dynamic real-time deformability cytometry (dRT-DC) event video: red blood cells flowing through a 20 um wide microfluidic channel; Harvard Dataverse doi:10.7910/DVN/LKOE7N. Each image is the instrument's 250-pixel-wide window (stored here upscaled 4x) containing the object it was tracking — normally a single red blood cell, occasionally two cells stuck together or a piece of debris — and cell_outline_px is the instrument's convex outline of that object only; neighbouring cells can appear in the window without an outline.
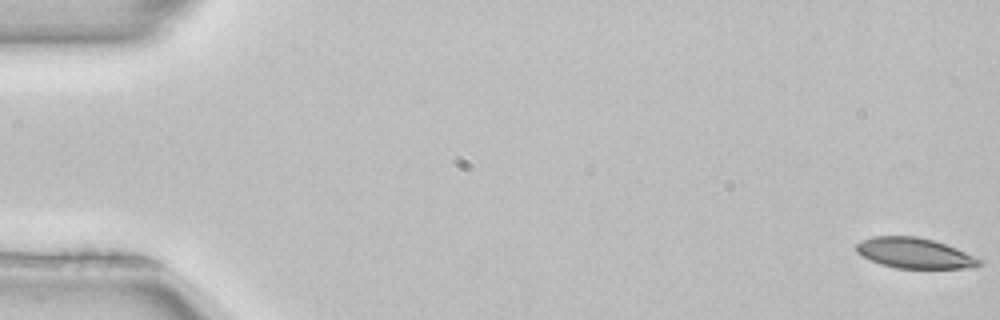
{"species": "common noctule bat (a hibernating species)", "species_latin": "Nyctalus noctula", "temperature_condition": "room temperature", "stored_images_in_passage": 52, "camera_frame_rate_fps": 3000, "um_per_image_px": 0.085, "animal": {"sex": "female", "body_mass_g": 22.7, "forearm_length_mm": 54.2}, "frame": {"image": 1, "passage_image": 1, "time_ms": 0.0, "image_size_px": [1000, 320], "cell_outline_px": [[984, 260], [980, 264], [972, 268], [896, 268], [880, 264], [860, 256], [856, 252], [856, 244], [860, 240], [872, 236], [916, 236], [932, 240], [956, 248]], "centroid_in_image_um": [77.7, 21.51], "position_along_channel_um": 7.3, "area_um2": 21.91}}
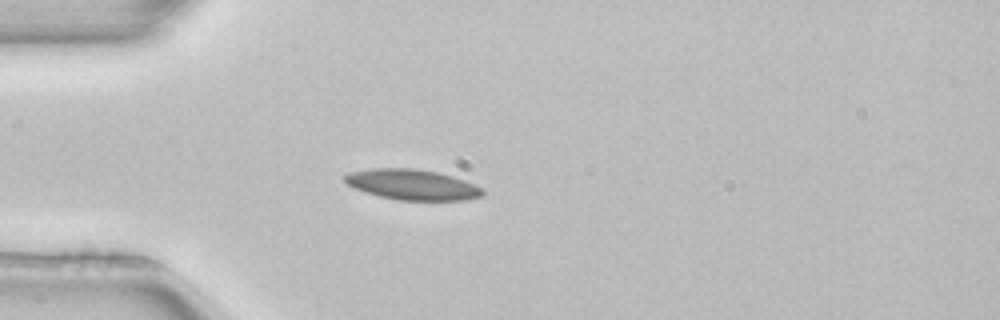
{"frame": {"image": 2, "passage_image": 15, "time_ms": 4.667, "image_size_px": [1000, 320], "cell_outline_px": [[484, 196], [464, 200], [396, 200], [380, 196], [356, 188], [348, 184], [344, 180], [344, 176], [348, 172], [376, 168], [412, 168], [436, 172], [452, 176], [464, 180], [480, 188], [484, 192]], "centroid_in_image_um": [35.05, 15.69], "position_along_channel_um": 50.0, "area_um2": 24.16}}
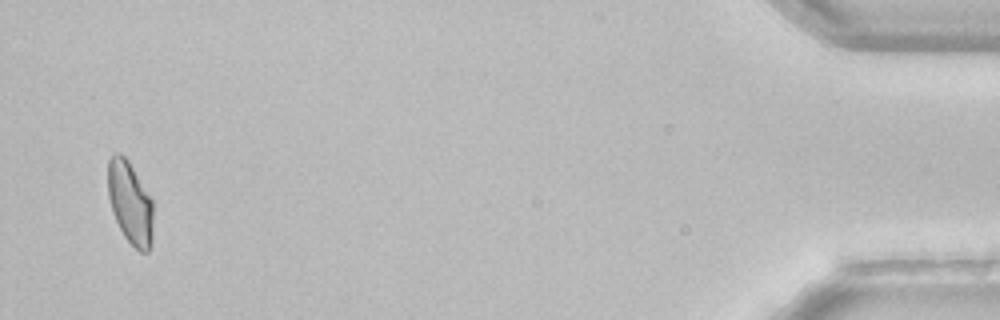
{"frame": {"image": 3, "passage_image": 51, "time_ms": 16.667, "image_size_px": [1000, 320], "cell_outline_px": [[152, 240], [148, 252], [140, 252], [124, 236], [112, 212], [108, 196], [108, 160], [116, 152], [120, 152], [128, 160], [152, 200]], "centroid_in_image_um": [11.05, 17.23], "position_along_channel_um": 424.2, "area_um2": 21.56}, "authors_computed_cell_mechanics": {"area_um2": 22.9755, "velocity_mm_per_s": 3.9535, "shape_relaxation_time_tau1_ms": null, "shape_relaxation_time_tau2_ms": 11.3121, "deformation_change_tau1": null, "deformation_change_tau2": 0.1748}}